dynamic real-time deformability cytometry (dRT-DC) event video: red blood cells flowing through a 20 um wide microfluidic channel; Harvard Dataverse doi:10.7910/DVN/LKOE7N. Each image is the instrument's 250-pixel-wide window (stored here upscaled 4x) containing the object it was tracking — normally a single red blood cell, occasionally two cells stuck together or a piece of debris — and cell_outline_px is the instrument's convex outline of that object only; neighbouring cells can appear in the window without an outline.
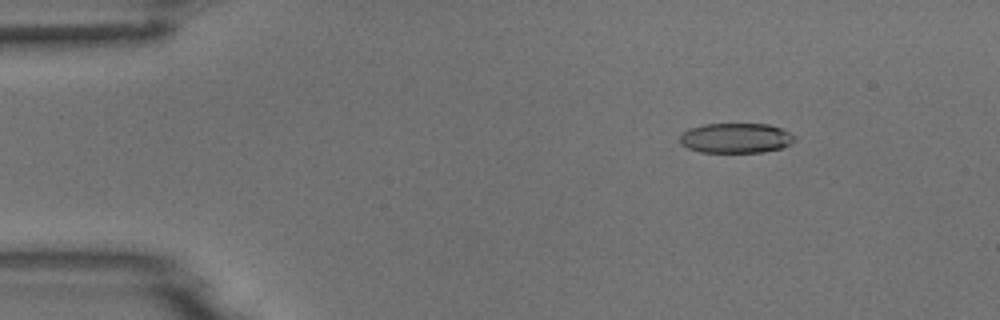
{"species": "common noctule bat (a hibernating species)", "species_latin": "Nyctalus noctula", "temperature_condition": "room temperature", "stored_images_in_passage": 5, "camera_frame_rate_fps": 3000, "um_per_image_px": 0.085, "animal": {"sex": "male", "body_mass_g": 18.8}, "frame": {"image": 1, "passage_image": 2, "time_ms": 0.333, "image_size_px": [1000, 320], "cell_outline_px": [[796, 140], [792, 144], [780, 148], [760, 152], [700, 152], [688, 148], [680, 144], [680, 136], [688, 128], [704, 124], [768, 124], [780, 128], [796, 136]], "centroid_in_image_um": [62.55, 11.73], "position_along_channel_um": 22.5, "area_um2": 20.06}}
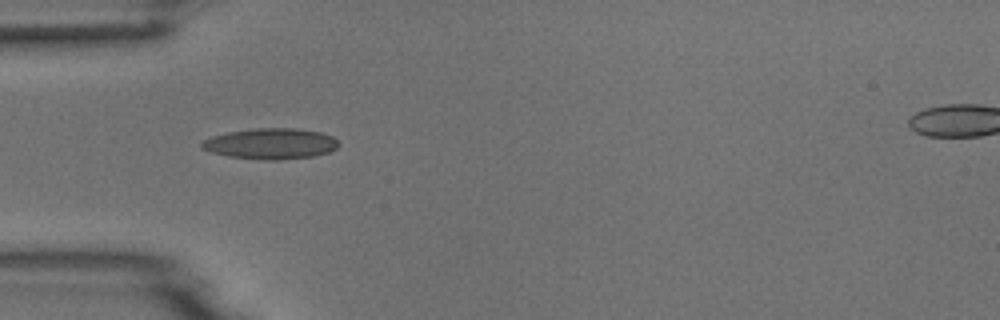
{"frame": {"image": 2, "passage_image": 4, "time_ms": 1.0, "image_size_px": [1000, 320], "cell_outline_px": [[340, 144], [336, 148], [328, 152], [312, 156], [280, 160], [264, 160], [228, 156], [212, 152], [200, 148], [200, 144], [204, 140], [212, 136], [228, 132], [252, 128], [296, 128], [320, 132], [332, 136]], "centroid_in_image_um": [23.0, 12.21], "position_along_channel_um": 62.0, "area_um2": 24.57}}